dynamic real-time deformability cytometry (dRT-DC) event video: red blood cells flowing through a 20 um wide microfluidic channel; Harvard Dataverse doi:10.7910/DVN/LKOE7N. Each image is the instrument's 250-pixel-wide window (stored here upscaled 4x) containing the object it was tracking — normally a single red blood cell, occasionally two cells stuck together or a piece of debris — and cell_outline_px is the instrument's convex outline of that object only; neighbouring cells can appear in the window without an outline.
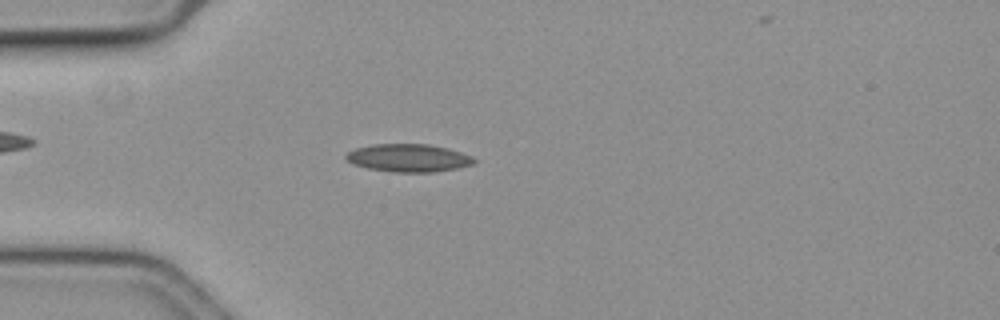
{"species": "common noctule bat (a hibernating species)", "species_latin": "Nyctalus noctula", "temperature_condition": "cold", "stored_images_in_passage": 42, "camera_frame_rate_fps": 3000, "um_per_image_px": 0.085, "animal": {"sex": "female", "body_mass_g": 19.3, "forearm_length_mm": 54.1}, "frame": {"image": 1, "passage_image": 6, "time_ms": 1.667, "image_size_px": [1000, 320], "cell_outline_px": [[476, 160], [472, 164], [456, 168], [432, 172], [396, 172], [368, 168], [352, 164], [344, 156], [348, 152], [356, 148], [372, 144], [428, 144], [448, 148], [472, 156]], "centroid_in_image_um": [34.71, 13.42], "position_along_channel_um": 50.3, "area_um2": 20.63}}
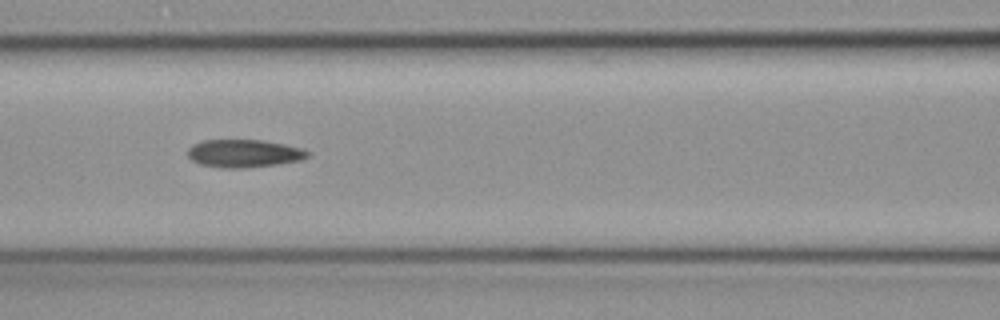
{"frame": {"image": 2, "passage_image": 15, "time_ms": 4.667, "image_size_px": [1000, 320], "cell_outline_px": [[308, 156], [300, 160], [276, 164], [244, 168], [224, 168], [200, 164], [192, 160], [188, 156], [188, 148], [192, 144], [204, 140], [260, 140], [284, 144], [300, 148], [308, 152]], "centroid_in_image_um": [20.69, 13.04], "position_along_channel_um": 145.9, "area_um2": 19.25}}
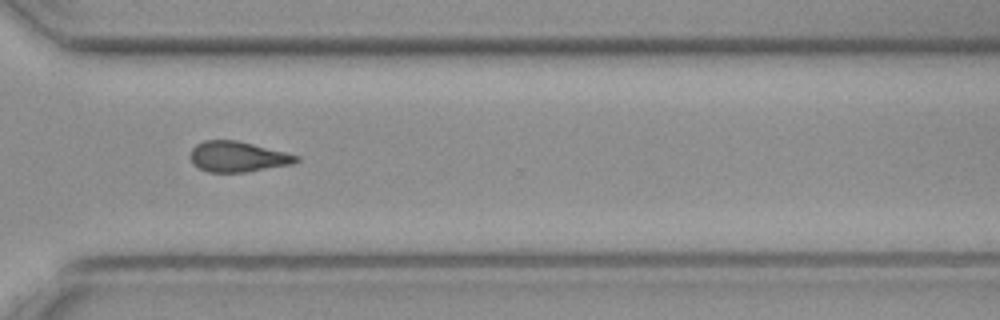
{"frame": {"image": 3, "passage_image": 32, "time_ms": 10.333, "image_size_px": [1000, 320], "cell_outline_px": [[300, 160], [292, 164], [244, 172], [208, 172], [192, 164], [188, 156], [192, 148], [196, 144], [204, 140], [236, 140], [300, 156]], "centroid_in_image_um": [20.15, 13.32], "position_along_channel_um": 350.4, "area_um2": 18.79}, "authors_computed_cell_mechanics": {"area_um2": 19.2763, "velocity_mm_per_s": 3.6142, "shape_relaxation_time_tau1_ms": 9.8885, "shape_relaxation_time_tau2_ms": 6.1579, "deformation_change_tau1": 0.1973, "deformation_change_tau2": 0.1215}}